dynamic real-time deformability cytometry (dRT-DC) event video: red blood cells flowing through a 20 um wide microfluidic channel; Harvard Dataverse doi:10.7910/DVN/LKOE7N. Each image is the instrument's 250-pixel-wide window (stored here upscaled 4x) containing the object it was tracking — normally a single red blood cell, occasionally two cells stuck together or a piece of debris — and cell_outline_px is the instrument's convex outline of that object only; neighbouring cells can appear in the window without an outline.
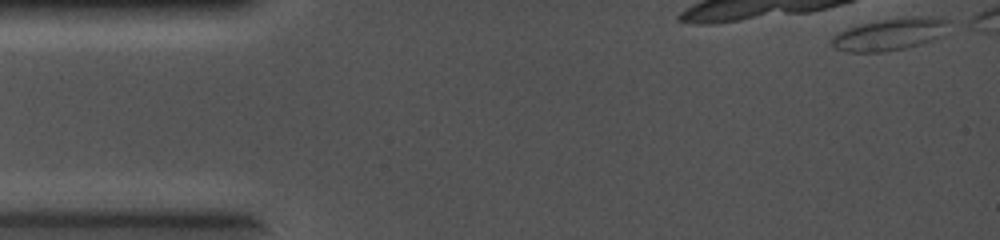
{"species": "common noctule bat (a hibernating species)", "species_latin": "Nyctalus noctula", "temperature_condition": "cold", "stored_images_in_passage": 2, "camera_frame_rate_fps": 5000, "um_per_image_px": 0.085, "animal": {"sex": "female", "body_mass_g": 19.0, "forearm_length_mm": 56.7}, "frame": {"image": 1, "passage_image": 1, "time_ms": 0.0, "image_size_px": [1000, 240], "cell_outline_px": [[952, 20], [940, 36], [920, 44], [904, 48], [884, 52], [848, 52], [836, 48], [832, 44], [832, 36], [848, 28], [864, 24], [884, 20], [916, 16], [940, 16]], "centroid_in_image_um": [75.69, 2.91], "position_along_channel_um": 9.3, "area_um2": 21.56}}